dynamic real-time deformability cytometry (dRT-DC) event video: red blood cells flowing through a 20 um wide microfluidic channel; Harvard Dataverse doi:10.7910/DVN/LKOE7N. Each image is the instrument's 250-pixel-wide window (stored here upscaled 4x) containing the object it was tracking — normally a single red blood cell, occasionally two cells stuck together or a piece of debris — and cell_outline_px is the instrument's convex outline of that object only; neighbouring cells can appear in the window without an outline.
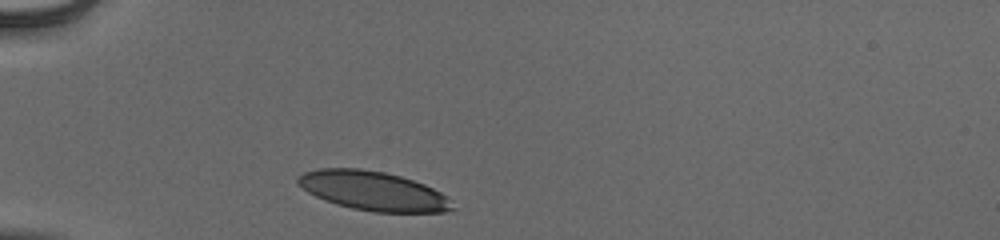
{"species": "human", "species_latin": "Homo sapiens", "temperature_condition": "cold", "stored_images_in_passage": 30, "camera_frame_rate_fps": 3000, "um_per_image_px": 0.085, "donor": {"sex": "male"}, "frame": {"image": 1, "passage_image": 1, "time_ms": 0.0, "image_size_px": [1000, 240], "cell_outline_px": [[456, 208], [444, 212], [372, 212], [352, 208], [336, 204], [324, 200], [308, 192], [296, 184], [296, 176], [304, 172], [320, 168], [360, 168], [384, 172], [400, 176], [424, 184], [440, 192]], "centroid_in_image_um": [31.66, 16.22], "position_along_channel_um": 53.3, "area_um2": 35.2}}
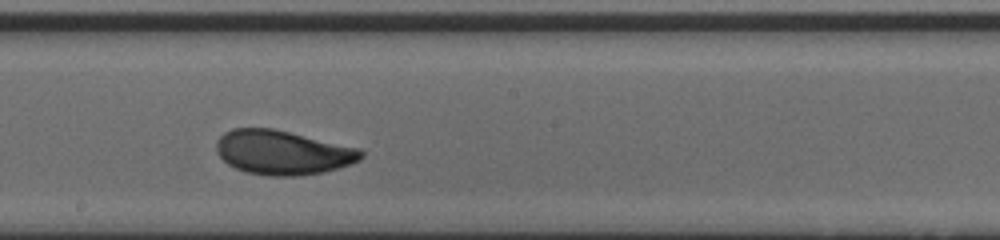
{"frame": {"image": 2, "passage_image": 16, "time_ms": 5.0, "image_size_px": [1000, 240], "cell_outline_px": [[364, 156], [360, 160], [352, 164], [324, 172], [296, 176], [268, 176], [248, 172], [236, 168], [228, 164], [216, 152], [216, 140], [224, 132], [232, 128], [272, 128], [360, 148], [364, 152]], "centroid_in_image_um": [24.04, 12.96], "position_along_channel_um": 224.2, "area_um2": 37.45}}
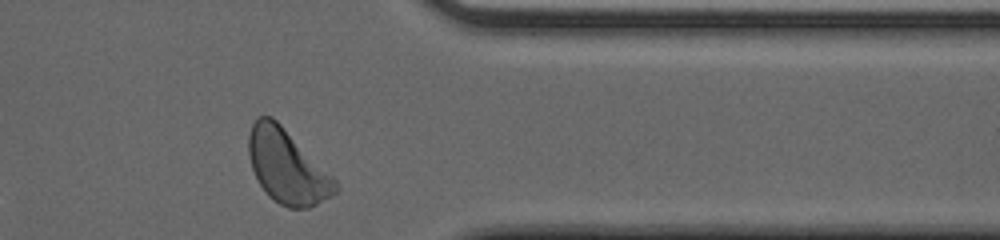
{"frame": {"image": 3, "passage_image": 29, "time_ms": 9.333, "image_size_px": [1000, 240], "cell_outline_px": [[340, 188], [336, 192], [316, 204], [308, 208], [288, 208], [280, 204], [268, 196], [260, 184], [252, 168], [248, 152], [248, 136], [252, 124], [260, 116], [272, 116], [336, 180]], "centroid_in_image_um": [24.39, 14.17], "position_along_channel_um": 387.0, "area_um2": 36.59}, "authors_computed_cell_mechanics": {"area_um2": 36.2406, "velocity_mm_per_s": 3.8936, "shape_relaxation_time_tau1_ms": 2.355, "shape_relaxation_time_tau2_ms": 0.9751, "deformation_change_tau1": 0.1163, "deformation_change_tau2": 0.0666}}